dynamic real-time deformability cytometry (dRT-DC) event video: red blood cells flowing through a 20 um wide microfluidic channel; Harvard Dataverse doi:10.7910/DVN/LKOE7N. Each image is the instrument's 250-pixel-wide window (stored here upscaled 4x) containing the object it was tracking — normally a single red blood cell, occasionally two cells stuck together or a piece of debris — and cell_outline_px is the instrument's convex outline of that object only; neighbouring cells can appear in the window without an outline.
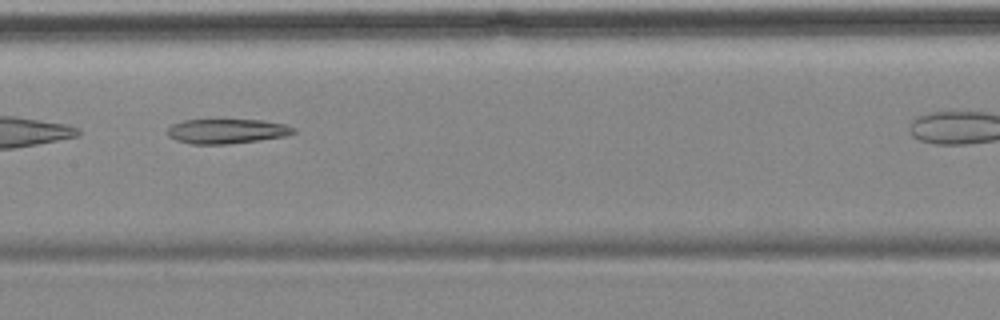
{"species": "common noctule bat (a hibernating species)", "species_latin": "Nyctalus noctula", "temperature_condition": "cold", "stored_images_in_passage": 11, "camera_frame_rate_fps": 3000, "um_per_image_px": 0.085, "animal": {"sex": "female", "body_mass_g": 18.4}, "frame": {"image": 1, "passage_image": 5, "time_ms": 4.667, "image_size_px": [1000, 320], "cell_outline_px": [[296, 132], [288, 136], [260, 140], [228, 144], [192, 144], [176, 140], [168, 136], [168, 128], [172, 124], [184, 120], [264, 120], [284, 124], [296, 128]], "centroid_in_image_um": [19.32, 11.15], "position_along_channel_um": 188.1, "area_um2": 18.21}}
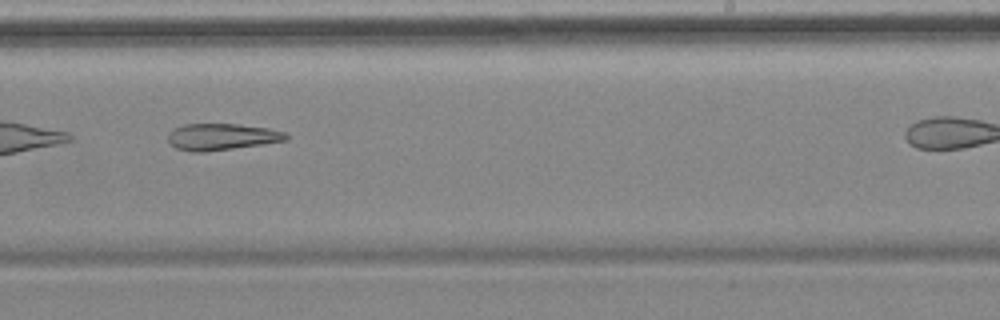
{"frame": {"image": 2, "passage_image": 7, "time_ms": 7.0, "image_size_px": [1000, 320], "cell_outline_px": [[288, 140], [204, 152], [192, 152], [176, 148], [168, 144], [168, 132], [184, 124], [240, 124], [268, 128], [284, 132], [288, 136]], "centroid_in_image_um": [18.8, 11.62], "position_along_channel_um": 270.2, "area_um2": 18.21}}